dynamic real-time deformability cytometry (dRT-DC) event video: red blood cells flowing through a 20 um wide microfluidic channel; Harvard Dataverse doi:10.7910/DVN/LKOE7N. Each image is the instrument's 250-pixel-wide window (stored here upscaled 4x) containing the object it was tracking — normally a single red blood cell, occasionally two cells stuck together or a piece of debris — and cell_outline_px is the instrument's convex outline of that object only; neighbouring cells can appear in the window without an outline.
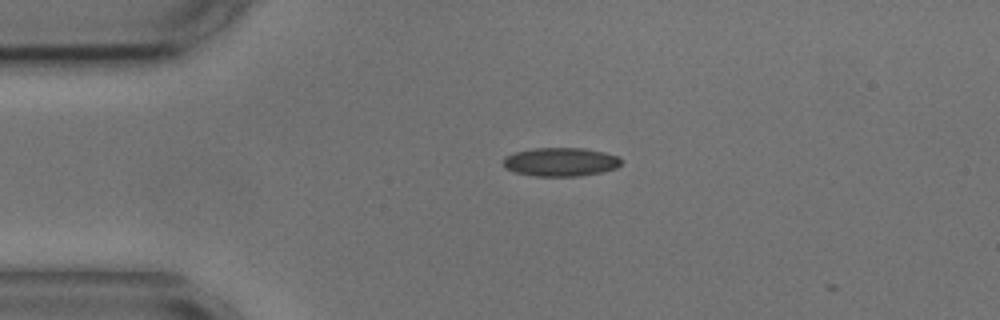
{"species": "common noctule bat (a hibernating species)", "species_latin": "Nyctalus noctula", "temperature_condition": "cold", "stored_images_in_passage": 3, "camera_frame_rate_fps": 3000, "um_per_image_px": 0.085, "animal": {"sex": "male", "body_mass_g": 17.9, "forearm_length_mm": 54.2}, "frame": {"image": 1, "passage_image": 1, "time_ms": 0.0, "image_size_px": [1000, 320], "cell_outline_px": [[620, 164], [616, 168], [604, 172], [580, 176], [536, 176], [512, 172], [504, 168], [504, 156], [516, 152], [536, 148], [584, 148], [604, 152], [620, 156]], "centroid_in_image_um": [47.66, 13.77], "position_along_channel_um": 37.3, "area_um2": 19.83}}